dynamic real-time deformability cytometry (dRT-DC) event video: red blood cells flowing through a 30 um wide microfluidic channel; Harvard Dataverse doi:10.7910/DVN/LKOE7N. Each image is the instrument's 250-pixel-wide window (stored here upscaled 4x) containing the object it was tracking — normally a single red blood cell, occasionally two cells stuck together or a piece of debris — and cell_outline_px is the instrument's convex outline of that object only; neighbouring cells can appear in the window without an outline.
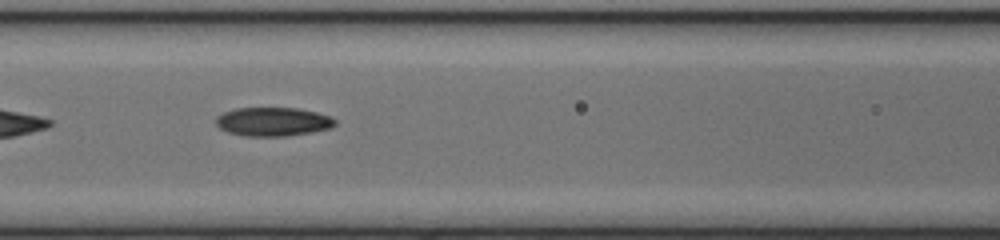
{"species": "common noctule bat (a hibernating species)", "species_latin": "Nyctalus noctula", "temperature_condition": "cold", "stored_images_in_passage": 28, "camera_frame_rate_fps": 3000, "um_per_image_px": 0.085, "animal": {"sex": "female", "body_mass_g": 17.0, "forearm_length_mm": 48.0}, "frame": {"image": 1, "passage_image": 9, "time_ms": 2.667, "image_size_px": [1000, 240], "cell_outline_px": [[336, 124], [332, 128], [312, 132], [288, 136], [244, 136], [228, 132], [220, 128], [216, 124], [216, 116], [224, 112], [236, 108], [296, 108], [316, 112], [328, 116], [336, 120]], "centroid_in_image_um": [23.2, 10.35], "position_along_channel_um": 143.4, "area_um2": 20.0}}
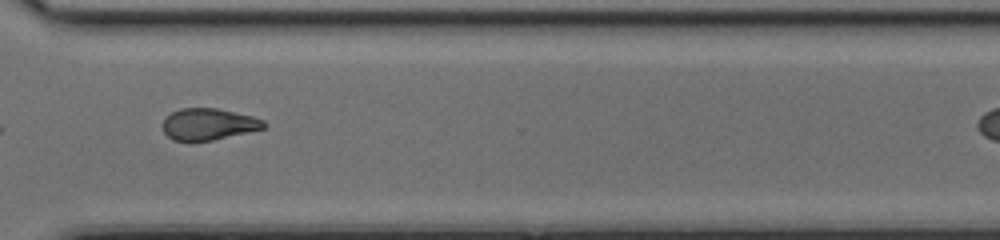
{"frame": {"image": 2, "passage_image": 24, "time_ms": 7.667, "image_size_px": [1000, 240], "cell_outline_px": [[268, 124], [264, 128], [212, 140], [172, 140], [164, 132], [160, 124], [172, 112], [180, 108], [216, 108], [252, 116], [264, 120]], "centroid_in_image_um": [17.71, 10.54], "position_along_channel_um": 352.9, "area_um2": 18.44}}